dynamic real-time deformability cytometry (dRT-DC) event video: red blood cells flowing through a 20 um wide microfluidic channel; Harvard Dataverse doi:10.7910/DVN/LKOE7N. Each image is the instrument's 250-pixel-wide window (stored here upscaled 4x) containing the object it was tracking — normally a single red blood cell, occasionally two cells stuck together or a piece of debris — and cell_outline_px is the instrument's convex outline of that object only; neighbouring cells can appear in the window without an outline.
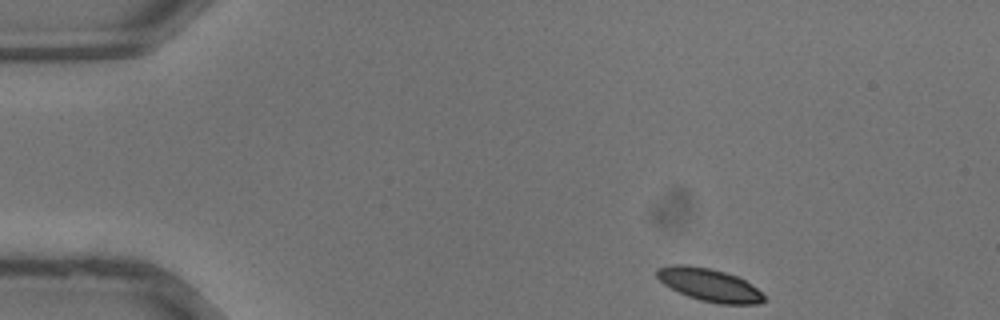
{"species": "common noctule bat (a hibernating species)", "species_latin": "Nyctalus noctula", "temperature_condition": "warm", "stored_images_in_passage": 8, "camera_frame_rate_fps": 3000, "um_per_image_px": 0.085, "animal": {"sex": "male", "body_mass_g": 13.3}, "frame": {"image": 1, "passage_image": 1, "time_ms": 0.0, "image_size_px": [1000, 320], "cell_outline_px": [[768, 300], [760, 304], [716, 304], [700, 300], [688, 296], [664, 284], [656, 276], [656, 268], [672, 264], [680, 264], [708, 268], [724, 272], [736, 276], [752, 284]], "centroid_in_image_um": [60.31, 24.22], "position_along_channel_um": 24.7, "area_um2": 20.4}}